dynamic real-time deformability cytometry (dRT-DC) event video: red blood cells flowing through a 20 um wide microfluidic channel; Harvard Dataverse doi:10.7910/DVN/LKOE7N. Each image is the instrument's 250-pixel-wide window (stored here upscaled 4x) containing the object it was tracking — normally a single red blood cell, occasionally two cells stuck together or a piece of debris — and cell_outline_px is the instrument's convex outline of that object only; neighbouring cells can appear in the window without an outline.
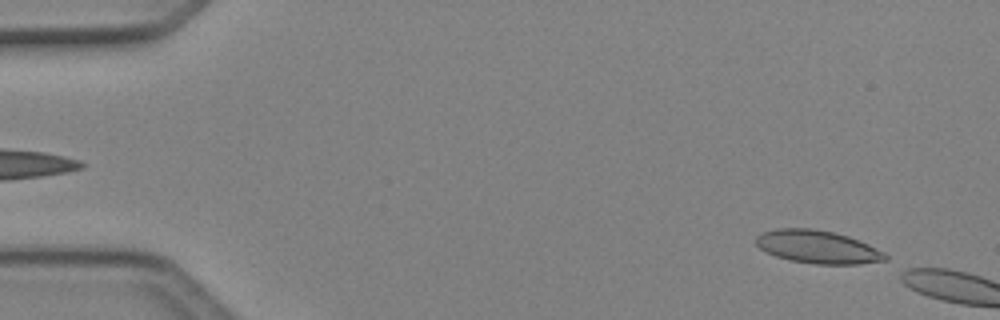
{"species": "Egyptian fruit bat (a non-hibernating species)", "species_latin": "Rousettus aegyptiacus", "temperature_condition": "cold", "stored_images_in_passage": 4, "camera_frame_rate_fps": 3000, "um_per_image_px": 0.085, "animal": {"sex": "female"}, "frame": {"image": 1, "passage_image": 4, "time_ms": 1.0, "image_size_px": [1000, 320], "cell_outline_px": [[888, 260], [860, 264], [816, 264], [788, 260], [776, 256], [760, 248], [756, 244], [756, 236], [764, 232], [776, 228], [808, 228], [832, 232], [848, 236], [868, 244], [884, 252], [888, 256]], "centroid_in_image_um": [69.51, 20.99], "position_along_channel_um": 15.5, "area_um2": 24.74}}